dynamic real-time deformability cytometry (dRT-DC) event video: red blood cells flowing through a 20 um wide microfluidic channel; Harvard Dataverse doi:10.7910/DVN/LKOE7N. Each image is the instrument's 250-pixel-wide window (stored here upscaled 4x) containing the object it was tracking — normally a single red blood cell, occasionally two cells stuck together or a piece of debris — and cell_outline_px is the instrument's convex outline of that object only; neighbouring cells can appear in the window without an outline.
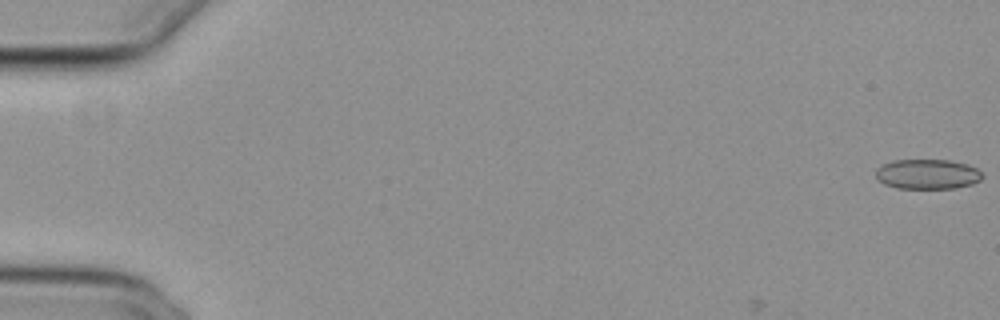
{"species": "common noctule bat (a hibernating species)", "species_latin": "Nyctalus noctula", "temperature_condition": "cold", "stored_images_in_passage": 8, "camera_frame_rate_fps": 3000, "um_per_image_px": 0.085, "animal": {"sex": "female", "body_mass_g": 29.2, "forearm_length_mm": 56.3}, "frame": {"image": 1, "passage_image": 1, "time_ms": 0.0, "image_size_px": [1000, 320], "cell_outline_px": [[984, 176], [980, 180], [972, 184], [956, 188], [896, 188], [884, 184], [876, 176], [876, 168], [880, 164], [892, 160], [948, 160], [968, 164], [976, 168]], "centroid_in_image_um": [78.82, 14.79], "position_along_channel_um": 6.2, "area_um2": 18.67}}